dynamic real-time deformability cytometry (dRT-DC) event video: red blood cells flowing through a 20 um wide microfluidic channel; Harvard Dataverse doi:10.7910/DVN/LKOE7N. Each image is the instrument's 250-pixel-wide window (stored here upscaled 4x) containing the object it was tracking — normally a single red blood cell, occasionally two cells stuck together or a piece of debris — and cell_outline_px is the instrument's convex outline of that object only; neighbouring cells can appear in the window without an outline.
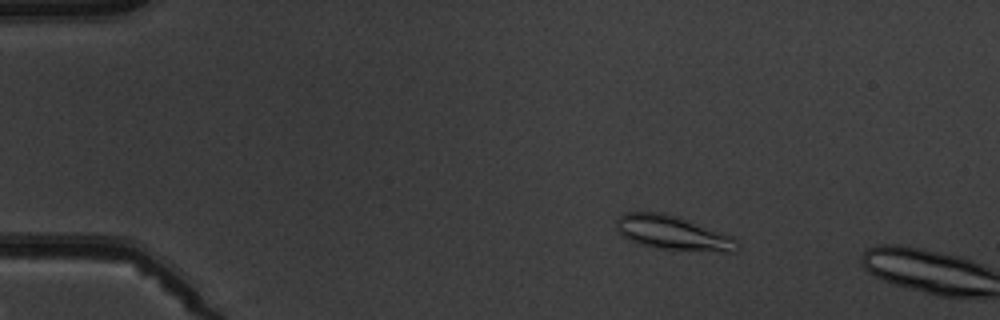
{"species": "common noctule bat (a hibernating species)", "species_latin": "Nyctalus noctula", "temperature_condition": "warm", "stored_images_in_passage": 4, "camera_frame_rate_fps": 3000, "um_per_image_px": 0.085, "animal": {"sex": "male", "body_mass_g": 19.5, "forearm_length_mm": 54.6}, "frame": {"image": 1, "passage_image": 3, "time_ms": 3.0, "image_size_px": [1000, 320], "cell_outline_px": [[740, 248], [736, 252], [724, 252], [656, 248], [636, 244], [620, 236], [616, 232], [616, 220], [624, 212], [664, 212], [680, 216], [732, 236], [736, 240]], "centroid_in_image_um": [57.16, 19.79], "position_along_channel_um": 27.8, "area_um2": 24.62}}